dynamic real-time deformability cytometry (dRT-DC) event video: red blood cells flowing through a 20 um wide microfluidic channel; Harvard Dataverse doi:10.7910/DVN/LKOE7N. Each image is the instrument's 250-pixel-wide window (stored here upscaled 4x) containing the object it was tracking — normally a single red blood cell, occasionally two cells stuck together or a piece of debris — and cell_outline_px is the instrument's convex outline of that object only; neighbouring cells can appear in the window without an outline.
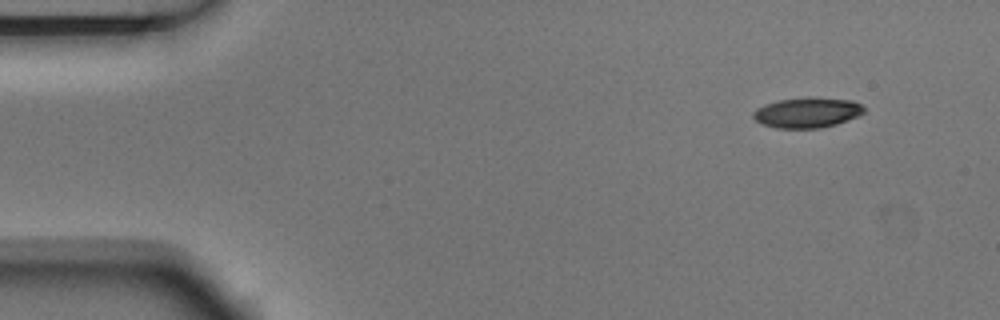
{"species": "Egyptian fruit bat (a non-hibernating species)", "species_latin": "Rousettus aegyptiacus", "temperature_condition": "room temperature", "stored_images_in_passage": 4, "camera_frame_rate_fps": 3000, "um_per_image_px": 0.085, "animal": {"sex": "male"}, "frame": {"image": 1, "passage_image": 1, "time_ms": 0.0, "image_size_px": [1000, 320], "cell_outline_px": [[864, 112], [856, 116], [836, 124], [820, 128], [776, 128], [764, 124], [756, 120], [752, 116], [752, 112], [756, 108], [764, 104], [780, 100], [852, 100], [860, 104], [864, 108]], "centroid_in_image_um": [68.55, 9.62], "position_along_channel_um": 16.4, "area_um2": 18.5}}
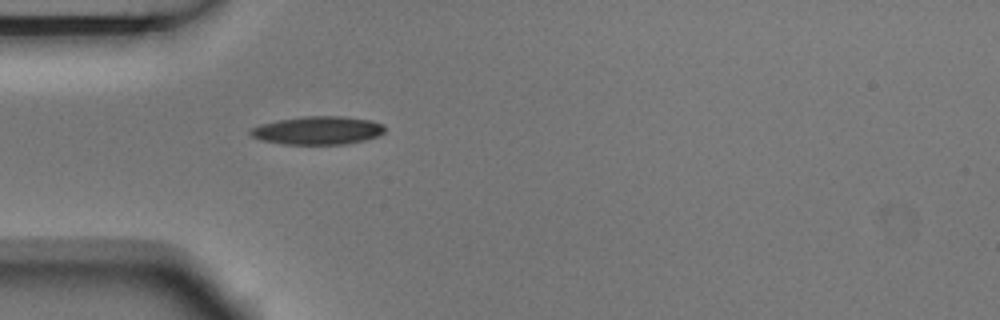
{"frame": {"image": 2, "passage_image": 4, "time_ms": 1.0, "image_size_px": [1000, 320], "cell_outline_px": [[384, 132], [380, 136], [364, 140], [344, 144], [284, 144], [260, 140], [252, 136], [248, 132], [252, 128], [260, 124], [280, 120], [304, 116], [340, 116], [372, 120], [384, 124]], "centroid_in_image_um": [27.03, 11.08], "position_along_channel_um": 58.0, "area_um2": 22.08}}